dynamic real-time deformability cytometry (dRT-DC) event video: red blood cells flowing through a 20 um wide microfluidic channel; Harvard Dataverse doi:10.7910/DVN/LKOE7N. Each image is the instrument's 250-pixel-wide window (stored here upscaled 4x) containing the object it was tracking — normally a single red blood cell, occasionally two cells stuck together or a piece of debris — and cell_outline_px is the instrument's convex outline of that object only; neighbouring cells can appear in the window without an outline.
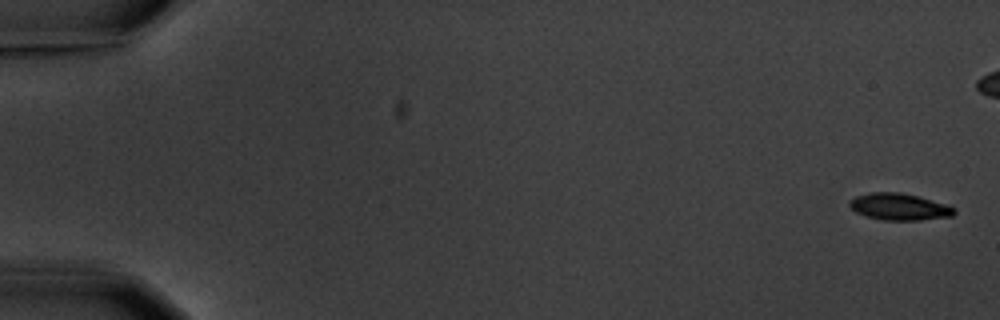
{"species": "common noctule bat (a hibernating species)", "species_latin": "Nyctalus noctula", "temperature_condition": "warm", "stored_images_in_passage": 9, "camera_frame_rate_fps": 3000, "um_per_image_px": 0.085, "animal": {"sex": "male", "body_mass_g": 20.1, "forearm_length_mm": 53.5}, "frame": {"image": 1, "passage_image": 1, "time_ms": 0.0, "image_size_px": [1000, 320], "cell_outline_px": [[956, 212], [952, 216], [920, 220], [880, 220], [856, 212], [848, 204], [848, 200], [856, 196], [872, 192], [900, 192], [916, 196], [944, 204], [956, 208]], "centroid_in_image_um": [76.41, 17.58], "position_along_channel_um": 8.6, "area_um2": 16.18}}